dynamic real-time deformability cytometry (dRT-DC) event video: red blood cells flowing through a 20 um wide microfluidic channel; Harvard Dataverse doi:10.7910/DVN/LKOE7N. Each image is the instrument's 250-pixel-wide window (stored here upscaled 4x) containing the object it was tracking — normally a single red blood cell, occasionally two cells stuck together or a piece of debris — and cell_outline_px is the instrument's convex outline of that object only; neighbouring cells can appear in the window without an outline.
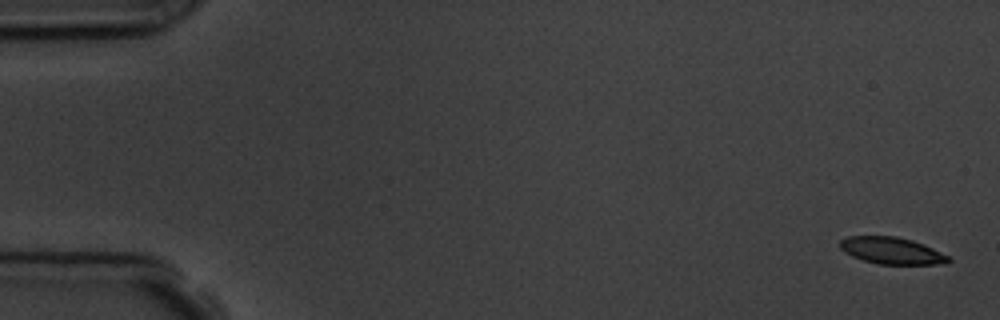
{"species": "common noctule bat (a hibernating species)", "species_latin": "Nyctalus noctula", "temperature_condition": "room temperature", "stored_images_in_passage": 5, "camera_frame_rate_fps": 3000, "um_per_image_px": 0.085, "animal": {"sex": "male", "body_mass_g": 19.5, "forearm_length_mm": 54.6}, "frame": {"image": 1, "passage_image": 1, "time_ms": 0.0, "image_size_px": [1000, 320], "cell_outline_px": [[952, 260], [948, 264], [876, 264], [852, 256], [844, 252], [840, 248], [840, 240], [848, 236], [896, 236], [912, 240], [924, 244], [948, 256]], "centroid_in_image_um": [75.8, 21.31], "position_along_channel_um": 9.2, "area_um2": 16.99}}
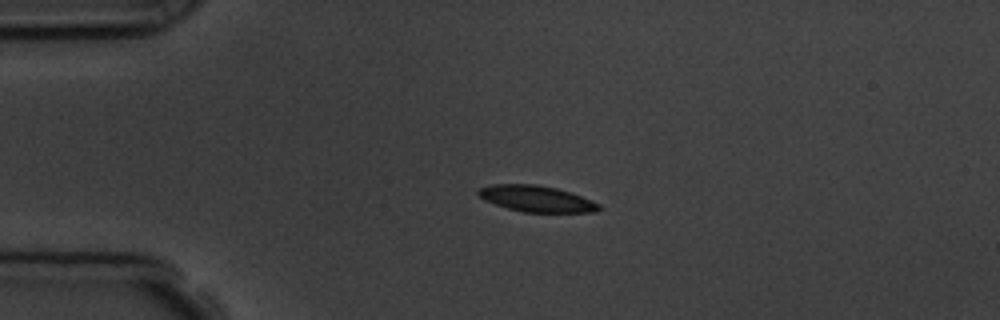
{"frame": {"image": 2, "passage_image": 4, "time_ms": 3.667, "image_size_px": [1000, 320], "cell_outline_px": [[604, 208], [596, 212], [524, 212], [508, 208], [484, 200], [476, 192], [476, 188], [492, 184], [536, 184], [556, 188], [580, 196], [600, 204]], "centroid_in_image_um": [45.58, 16.89], "position_along_channel_um": 39.4, "area_um2": 18.38}}